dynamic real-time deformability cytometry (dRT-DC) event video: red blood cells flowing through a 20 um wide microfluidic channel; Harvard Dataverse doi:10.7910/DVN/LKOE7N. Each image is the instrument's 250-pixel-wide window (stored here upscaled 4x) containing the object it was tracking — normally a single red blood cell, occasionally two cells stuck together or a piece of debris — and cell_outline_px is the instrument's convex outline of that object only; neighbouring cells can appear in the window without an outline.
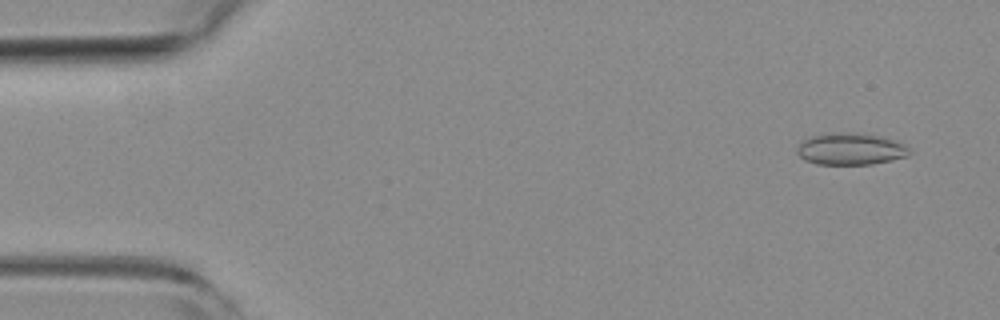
{"species": "common noctule bat (a hibernating species)", "species_latin": "Nyctalus noctula", "temperature_condition": "room temperature", "stored_images_in_passage": 55, "camera_frame_rate_fps": 3000, "um_per_image_px": 0.085, "animal": {"sex": "female", "body_mass_g": 19.3, "forearm_length_mm": 54.1}, "frame": {"image": 1, "passage_image": 4, "time_ms": 1.0, "image_size_px": [1000, 320], "cell_outline_px": [[912, 152], [908, 156], [892, 160], [872, 164], [816, 164], [804, 160], [796, 152], [796, 148], [808, 136], [836, 132], [848, 132], [884, 136], [896, 140], [904, 144]], "centroid_in_image_um": [72.31, 12.65], "position_along_channel_um": 12.7, "area_um2": 21.1}}
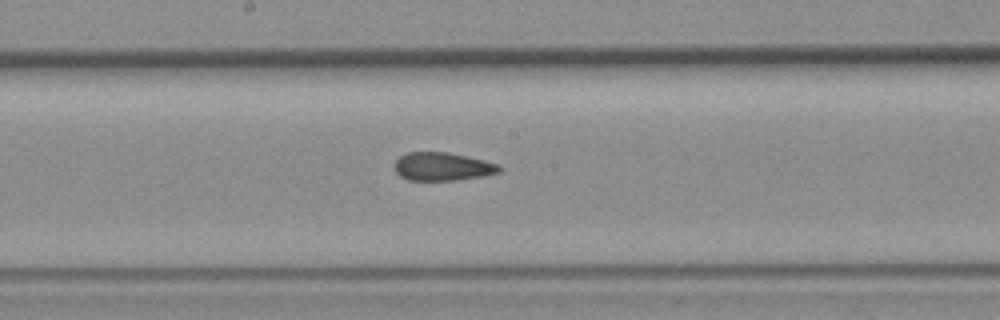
{"frame": {"image": 2, "passage_image": 29, "time_ms": 9.333, "image_size_px": [1000, 320], "cell_outline_px": [[504, 168], [500, 172], [484, 176], [456, 180], [408, 180], [400, 176], [392, 168], [392, 164], [400, 156], [408, 152], [444, 152], [484, 160], [500, 164]], "centroid_in_image_um": [37.6, 14.16], "position_along_channel_um": 210.6, "area_um2": 17.4}}
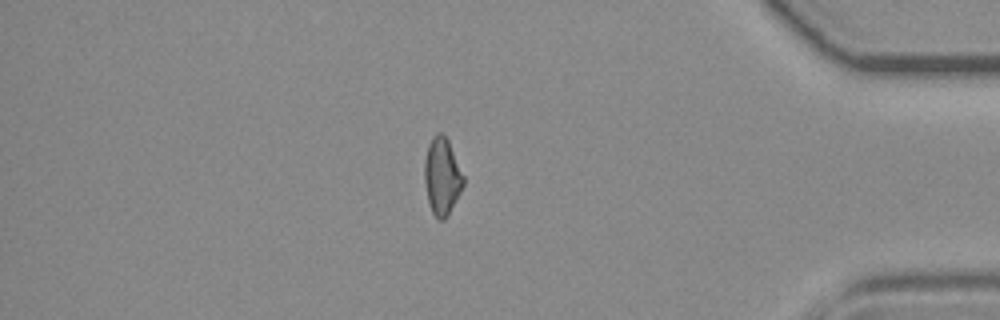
{"frame": {"image": 3, "passage_image": 47, "time_ms": 15.333, "image_size_px": [1000, 320], "cell_outline_px": [[464, 184], [448, 216], [444, 220], [436, 220], [428, 204], [424, 180], [424, 160], [428, 144], [432, 136], [436, 132], [440, 132], [448, 140], [464, 176]], "centroid_in_image_um": [37.55, 15.01], "position_along_channel_um": 397.6, "area_um2": 17.69}, "authors_computed_cell_mechanics": {"area_um2": 17.918, "velocity_mm_per_s": 3.7588, "shape_relaxation_time_tau1_ms": null, "shape_relaxation_time_tau2_ms": 2.6155, "deformation_change_tau1": null, "deformation_change_tau2": 0.089}}